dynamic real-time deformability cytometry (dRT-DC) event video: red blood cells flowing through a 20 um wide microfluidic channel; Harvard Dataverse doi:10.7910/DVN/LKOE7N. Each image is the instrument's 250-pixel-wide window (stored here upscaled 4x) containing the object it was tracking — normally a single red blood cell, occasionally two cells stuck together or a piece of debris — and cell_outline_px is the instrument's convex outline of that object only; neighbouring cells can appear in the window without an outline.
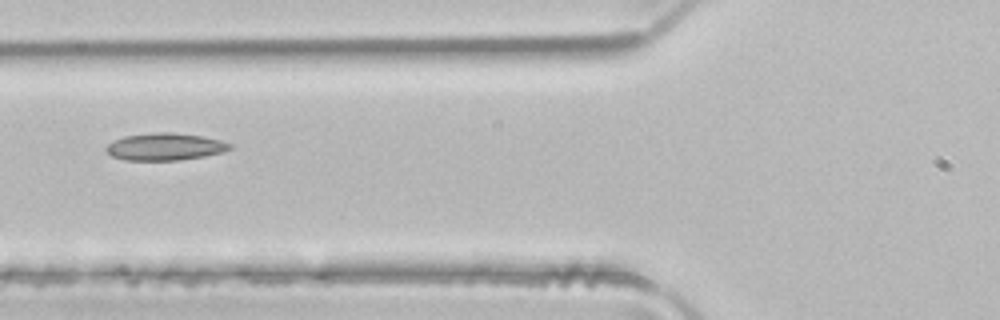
{"species": "common noctule bat (a hibernating species)", "species_latin": "Nyctalus noctula", "temperature_condition": "room temperature", "stored_images_in_passage": 4, "camera_frame_rate_fps": 3000, "um_per_image_px": 0.085, "animal": {"sex": "male", "body_mass_g": 21.5, "forearm_length_mm": 52.0}, "frame": {"image": 1, "passage_image": 4, "time_ms": 1.0, "image_size_px": [1000, 320], "cell_outline_px": [[232, 148], [220, 152], [204, 156], [180, 160], [124, 160], [112, 156], [104, 148], [112, 140], [124, 136], [160, 132], [172, 132], [204, 136], [220, 140], [232, 144]], "centroid_in_image_um": [14.01, 12.46], "position_along_channel_um": 111.8, "area_um2": 19.59}}